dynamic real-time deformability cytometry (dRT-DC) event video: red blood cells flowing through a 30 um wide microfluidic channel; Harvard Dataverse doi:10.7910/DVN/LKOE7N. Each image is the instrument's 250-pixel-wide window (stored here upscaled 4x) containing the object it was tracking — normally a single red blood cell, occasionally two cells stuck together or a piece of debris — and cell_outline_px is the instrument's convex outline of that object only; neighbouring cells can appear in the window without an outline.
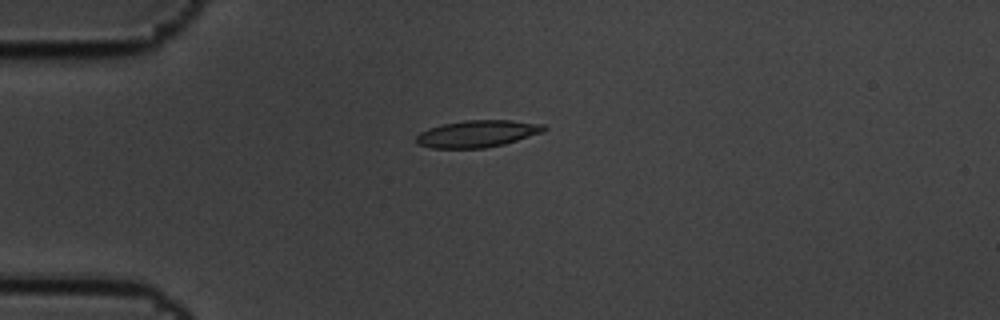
{"species": "common noctule bat (a hibernating species)", "species_latin": "Nyctalus noctula", "temperature_condition": "cold", "stored_images_in_passage": 7, "camera_frame_rate_fps": 3000, "um_per_image_px": 0.085, "animal": {"sex": "male", "body_mass_g": 19.5, "forearm_length_mm": 54.6}, "frame": {"image": 1, "passage_image": 4, "time_ms": 1.0, "image_size_px": [1000, 320], "cell_outline_px": [[548, 128], [544, 132], [504, 144], [484, 148], [432, 148], [416, 144], [416, 136], [420, 132], [428, 128], [444, 124], [464, 120], [512, 120], [544, 124]], "centroid_in_image_um": [40.59, 11.36], "position_along_channel_um": 44.4, "area_um2": 20.17}}
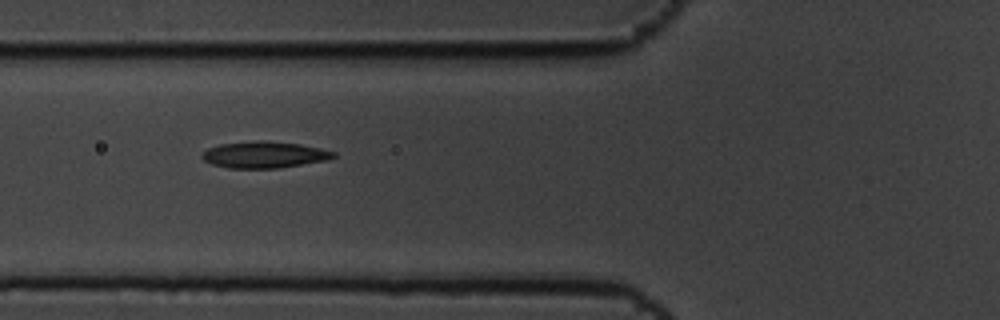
{"frame": {"image": 2, "passage_image": 6, "time_ms": 1.667, "image_size_px": [1000, 320], "cell_outline_px": [[336, 156], [328, 160], [280, 168], [228, 168], [212, 164], [204, 160], [200, 156], [208, 148], [220, 144], [256, 140], [260, 140], [300, 144], [320, 148], [336, 152]], "centroid_in_image_um": [22.48, 13.15], "position_along_channel_um": 103.3, "area_um2": 20.35}}
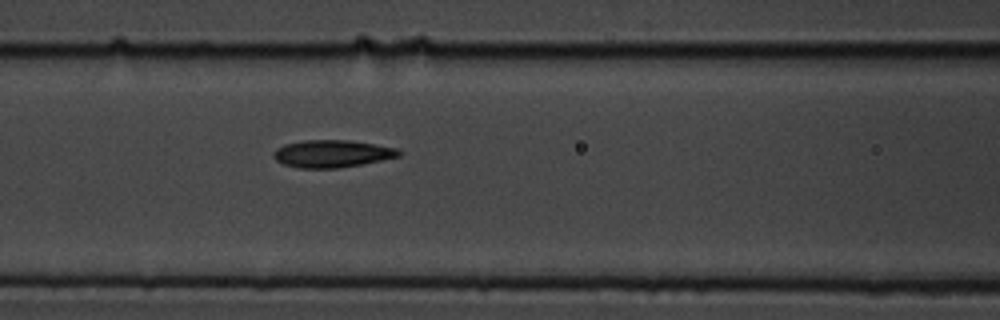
{"frame": {"image": 3, "passage_image": 7, "time_ms": 2.0, "image_size_px": [1000, 320], "cell_outline_px": [[404, 152], [400, 156], [360, 164], [336, 168], [300, 168], [284, 164], [276, 160], [272, 156], [272, 152], [276, 148], [284, 144], [304, 140], [348, 140], [400, 148]], "centroid_in_image_um": [28.23, 13.05], "position_along_channel_um": 138.4, "area_um2": 20.06}}